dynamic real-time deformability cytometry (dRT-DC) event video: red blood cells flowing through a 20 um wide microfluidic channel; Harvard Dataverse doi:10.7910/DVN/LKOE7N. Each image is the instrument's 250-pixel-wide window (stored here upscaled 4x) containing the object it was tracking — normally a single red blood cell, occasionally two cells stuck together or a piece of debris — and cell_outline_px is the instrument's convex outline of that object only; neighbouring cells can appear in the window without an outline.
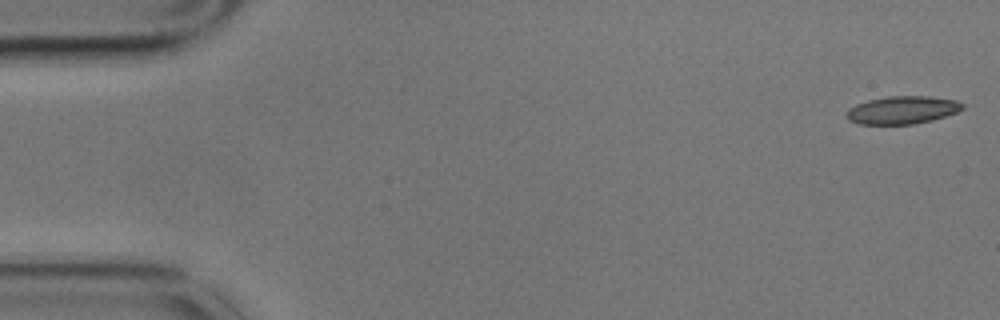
{"species": "common noctule bat (a hibernating species)", "species_latin": "Nyctalus noctula", "temperature_condition": "cold", "stored_images_in_passage": 6, "camera_frame_rate_fps": 3000, "um_per_image_px": 0.085, "animal": {"sex": "male", "body_mass_g": 17.9}, "frame": {"image": 1, "passage_image": 1, "time_ms": 0.0, "image_size_px": [1000, 320], "cell_outline_px": [[964, 108], [956, 112], [932, 120], [912, 124], [860, 124], [848, 120], [844, 116], [848, 108], [856, 104], [868, 100], [888, 96], [928, 96], [956, 100], [964, 104]], "centroid_in_image_um": [76.66, 9.35], "position_along_channel_um": 8.3, "area_um2": 18.84}}